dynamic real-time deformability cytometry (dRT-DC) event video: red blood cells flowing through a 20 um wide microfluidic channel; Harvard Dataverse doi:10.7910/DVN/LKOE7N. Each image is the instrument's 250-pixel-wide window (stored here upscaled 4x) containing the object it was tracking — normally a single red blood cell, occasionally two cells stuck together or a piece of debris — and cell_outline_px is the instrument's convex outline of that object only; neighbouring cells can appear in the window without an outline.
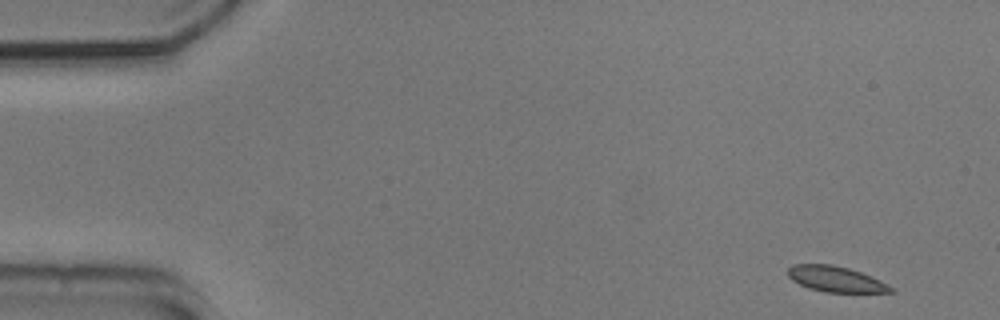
{"species": "common noctule bat (a hibernating species)", "species_latin": "Nyctalus noctula", "temperature_condition": "cold", "stored_images_in_passage": 12, "camera_frame_rate_fps": 3000, "um_per_image_px": 0.085, "animal": {"sex": "male", "body_mass_g": 20.5, "forearm_length_mm": 52.5}, "frame": {"image": 1, "passage_image": 1, "time_ms": 0.0, "image_size_px": [1000, 320], "cell_outline_px": [[896, 292], [824, 292], [808, 288], [792, 280], [788, 276], [788, 268], [792, 264], [832, 264], [848, 268], [860, 272], [880, 280], [896, 288]], "centroid_in_image_um": [71.05, 23.72], "position_along_channel_um": 13.9, "area_um2": 15.43}}